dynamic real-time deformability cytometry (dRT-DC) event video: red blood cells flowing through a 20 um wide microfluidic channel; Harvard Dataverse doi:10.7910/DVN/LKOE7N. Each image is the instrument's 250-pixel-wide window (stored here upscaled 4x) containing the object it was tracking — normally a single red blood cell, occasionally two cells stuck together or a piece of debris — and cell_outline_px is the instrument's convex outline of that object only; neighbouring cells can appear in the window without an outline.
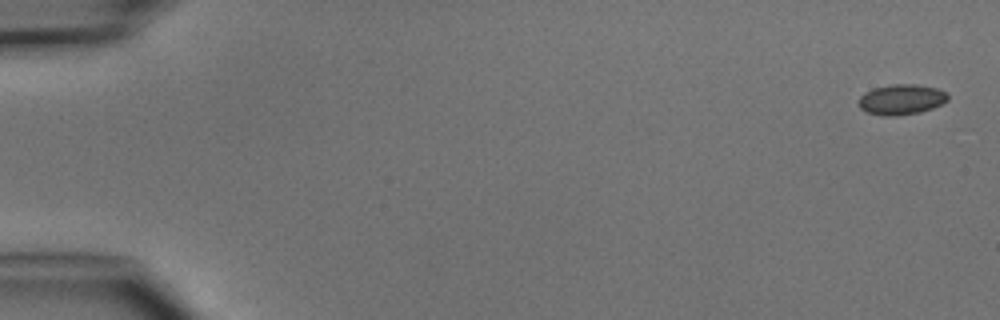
{"species": "common noctule bat (a hibernating species)", "species_latin": "Nyctalus noctula", "temperature_condition": "cold", "stored_images_in_passage": 4, "camera_frame_rate_fps": 3000, "um_per_image_px": 0.085, "animal": {"sex": "male", "body_mass_g": 15.6}, "frame": {"image": 1, "passage_image": 1, "time_ms": 0.0, "image_size_px": [1000, 320], "cell_outline_px": [[948, 100], [932, 108], [920, 112], [896, 116], [884, 116], [868, 112], [860, 108], [860, 96], [864, 92], [872, 88], [892, 84], [916, 84], [936, 88], [944, 92], [948, 96]], "centroid_in_image_um": [76.6, 8.45], "position_along_channel_um": 8.4, "area_um2": 15.66}}
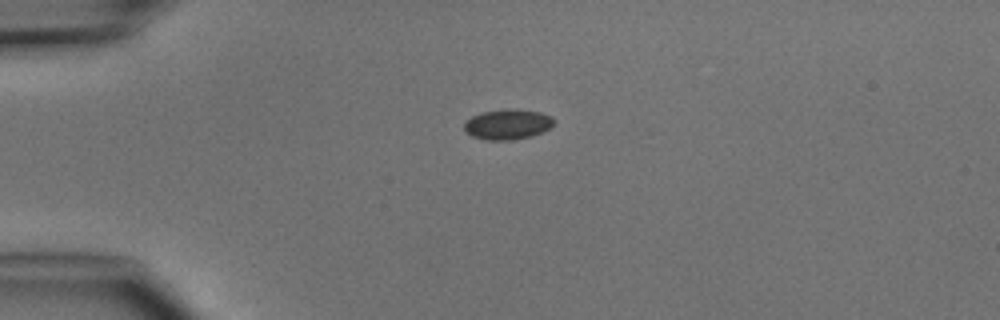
{"frame": {"image": 2, "passage_image": 4, "time_ms": 3.667, "image_size_px": [1000, 320], "cell_outline_px": [[556, 120], [544, 132], [532, 136], [512, 140], [484, 140], [472, 136], [464, 128], [464, 124], [472, 116], [480, 112], [540, 112], [552, 116]], "centroid_in_image_um": [43.16, 10.63], "position_along_channel_um": 41.8, "area_um2": 15.03}}